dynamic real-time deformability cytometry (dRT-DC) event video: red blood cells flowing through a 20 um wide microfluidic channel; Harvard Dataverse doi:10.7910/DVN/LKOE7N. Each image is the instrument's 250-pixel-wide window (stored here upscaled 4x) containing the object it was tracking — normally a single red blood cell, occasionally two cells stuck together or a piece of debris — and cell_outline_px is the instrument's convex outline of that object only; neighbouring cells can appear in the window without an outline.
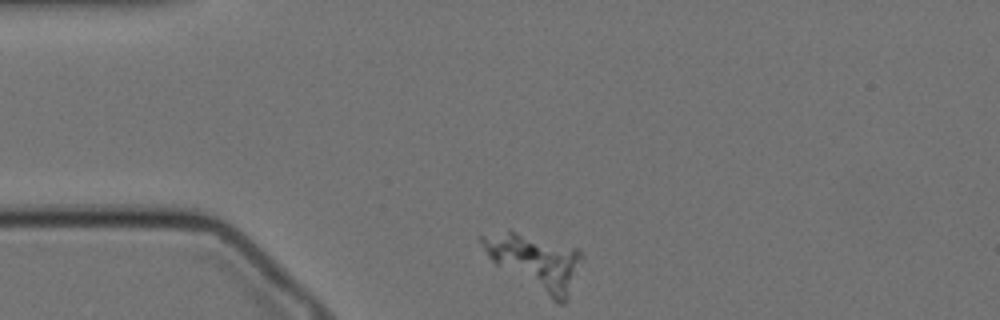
{"species": "Egyptian fruit bat (a non-hibernating species)", "species_latin": "Rousettus aegyptiacus", "temperature_condition": "cold", "stored_images_in_passage": 51, "camera_frame_rate_fps": 3000, "um_per_image_px": 0.085, "animal": {"sex": "female"}, "frame": {"image": 1, "passage_image": 1, "time_ms": 0.0, "image_size_px": [1000, 320], "cell_outline_px": [[584, 256], [568, 300], [564, 304], [556, 304], [496, 264], [488, 256], [480, 244], [480, 236], [508, 228], [580, 248]], "centroid_in_image_um": [45.54, 22.23], "position_along_channel_um": 39.5, "area_um2": 33.0}}
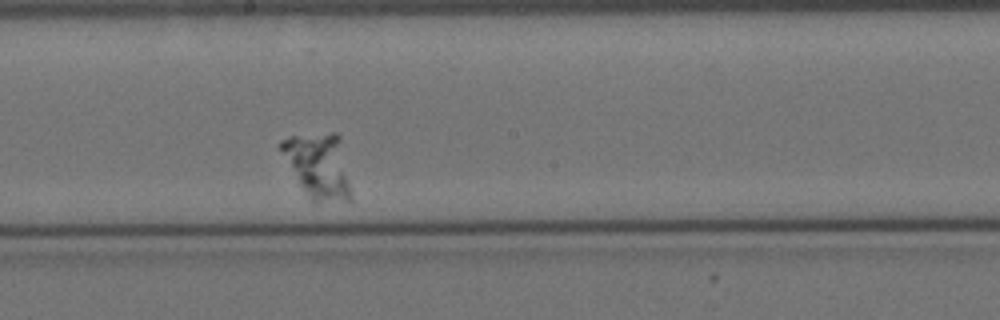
{"frame": {"image": 2, "passage_image": 22, "time_ms": 7.0, "image_size_px": [1000, 320], "cell_outline_px": [[352, 204], [348, 204], [312, 200], [308, 196], [300, 184], [280, 148], [280, 140], [292, 136], [332, 132], [336, 132], [340, 136], [352, 196]], "centroid_in_image_um": [27.14, 14.12], "position_along_channel_um": 221.1, "area_um2": 26.36}}
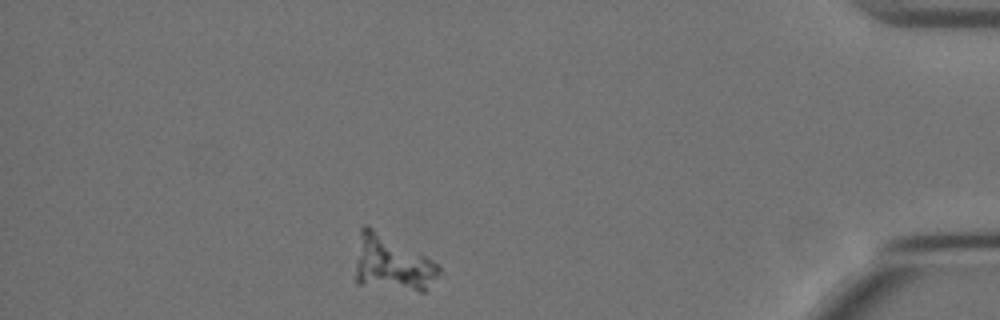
{"frame": {"image": 3, "passage_image": 44, "time_ms": 14.333, "image_size_px": [1000, 320], "cell_outline_px": [[440, 272], [424, 292], [420, 292], [356, 284], [356, 260], [360, 228], [364, 224], [368, 224], [432, 260], [440, 268]], "centroid_in_image_um": [33.29, 22.37], "position_along_channel_um": 401.9, "area_um2": 26.99}}